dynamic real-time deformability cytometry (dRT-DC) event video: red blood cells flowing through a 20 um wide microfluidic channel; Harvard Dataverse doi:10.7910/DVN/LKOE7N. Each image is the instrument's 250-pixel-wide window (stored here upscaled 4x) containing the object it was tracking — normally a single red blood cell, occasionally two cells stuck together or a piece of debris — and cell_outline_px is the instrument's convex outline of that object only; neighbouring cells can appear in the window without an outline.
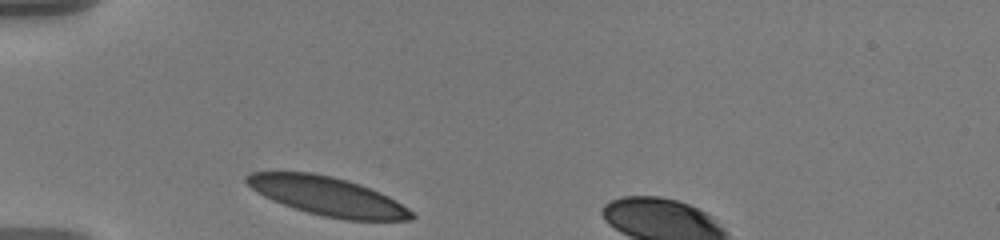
{"species": "human", "species_latin": "Homo sapiens", "temperature_condition": "warm", "stored_images_in_passage": 32, "camera_frame_rate_fps": 3000, "um_per_image_px": 0.085, "donor": {"sex": "male"}, "frame": {"image": 1, "passage_image": 1, "time_ms": 0.0, "image_size_px": [1000, 240], "cell_outline_px": [[416, 216], [412, 220], [344, 220], [324, 216], [308, 212], [272, 200], [256, 192], [244, 180], [244, 176], [252, 172], [312, 172], [332, 176], [360, 184], [380, 192], [388, 196], [408, 208]], "centroid_in_image_um": [27.85, 16.67], "position_along_channel_um": 57.2, "area_um2": 36.99}}
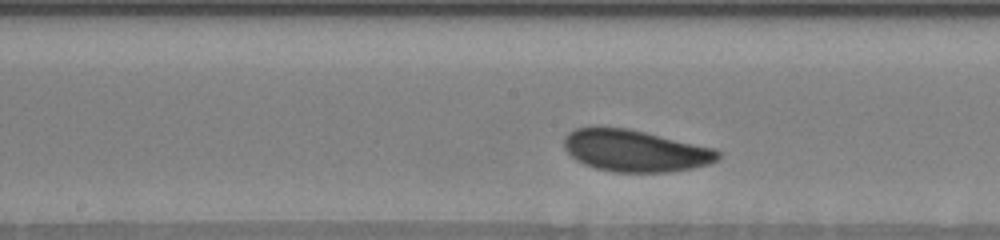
{"frame": {"image": 2, "passage_image": 14, "time_ms": 4.333, "image_size_px": [1000, 240], "cell_outline_px": [[720, 156], [716, 160], [708, 164], [692, 168], [668, 172], [612, 172], [596, 168], [584, 164], [576, 160], [564, 148], [564, 136], [568, 132], [576, 128], [596, 124], [628, 128], [716, 148], [720, 152]], "centroid_in_image_um": [53.94, 12.78], "position_along_channel_um": 194.3, "area_um2": 38.15}}
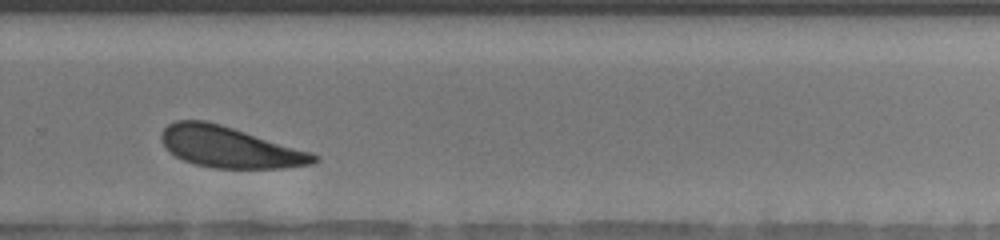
{"frame": {"image": 3, "passage_image": 24, "time_ms": 7.667, "image_size_px": [1000, 240], "cell_outline_px": [[320, 160], [312, 164], [284, 168], [212, 168], [192, 164], [168, 152], [160, 136], [164, 128], [168, 124], [176, 120], [204, 120], [220, 124], [312, 152], [320, 156]], "centroid_in_image_um": [19.53, 12.52], "position_along_channel_um": 310.3, "area_um2": 36.53}, "authors_computed_cell_mechanics": {"area_um2": 37.4544, "velocity_mm_per_s": 3.4954, "shape_relaxation_time_tau1_ms": 1.8686, "shape_relaxation_time_tau2_ms": null, "deformation_change_tau1": 0.0984, "deformation_change_tau2": null}}